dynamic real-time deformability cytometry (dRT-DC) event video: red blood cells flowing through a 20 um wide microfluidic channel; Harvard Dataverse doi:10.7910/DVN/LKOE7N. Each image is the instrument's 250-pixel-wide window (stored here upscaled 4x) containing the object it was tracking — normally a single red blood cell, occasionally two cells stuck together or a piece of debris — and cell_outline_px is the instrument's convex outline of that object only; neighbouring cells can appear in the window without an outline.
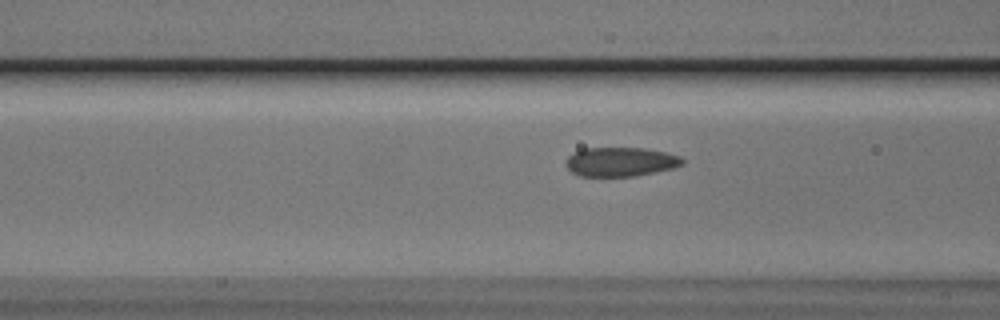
{"species": "Egyptian fruit bat (a non-hibernating species)", "species_latin": "Rousettus aegyptiacus", "temperature_condition": "cold", "stored_images_in_passage": 28, "camera_frame_rate_fps": 3000, "um_per_image_px": 0.085, "animal": {"sex": "male"}, "frame": {"image": 1, "passage_image": 5, "time_ms": 1.333, "image_size_px": [1000, 320], "cell_outline_px": [[684, 164], [672, 168], [632, 176], [580, 176], [572, 172], [568, 168], [564, 160], [568, 156], [584, 148], [644, 148], [664, 152], [680, 156], [684, 160]], "centroid_in_image_um": [52.73, 13.75], "position_along_channel_um": 113.9, "area_um2": 19.59}}
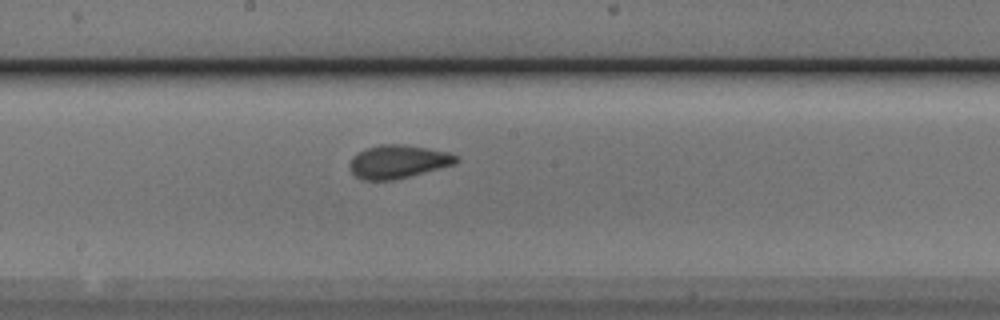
{"frame": {"image": 2, "passage_image": 13, "time_ms": 4.0, "image_size_px": [1000, 320], "cell_outline_px": [[460, 160], [456, 164], [392, 180], [364, 180], [356, 176], [352, 172], [352, 156], [368, 148], [380, 144], [404, 144], [448, 152], [460, 156]], "centroid_in_image_um": [33.9, 13.73], "position_along_channel_um": 214.3, "area_um2": 20.35}}
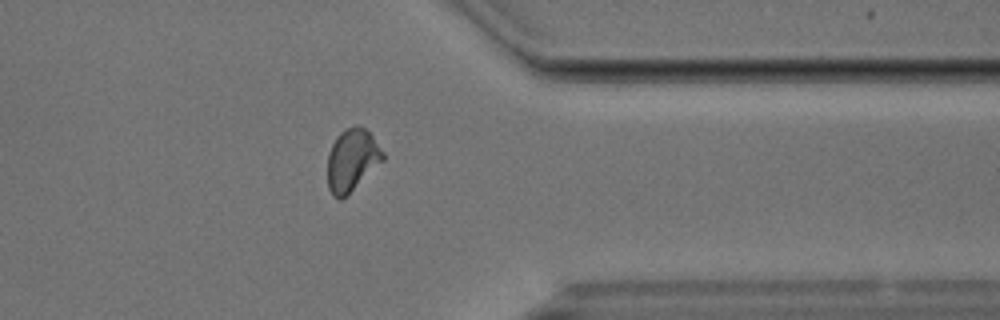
{"frame": {"image": 3, "passage_image": 27, "time_ms": 8.667, "image_size_px": [1000, 320], "cell_outline_px": [[384, 160], [348, 196], [340, 200], [332, 196], [328, 188], [328, 152], [336, 136], [340, 132], [356, 124], [364, 128], [372, 136], [384, 152]], "centroid_in_image_um": [29.91, 13.64], "position_along_channel_um": 381.5, "area_um2": 20.35}}